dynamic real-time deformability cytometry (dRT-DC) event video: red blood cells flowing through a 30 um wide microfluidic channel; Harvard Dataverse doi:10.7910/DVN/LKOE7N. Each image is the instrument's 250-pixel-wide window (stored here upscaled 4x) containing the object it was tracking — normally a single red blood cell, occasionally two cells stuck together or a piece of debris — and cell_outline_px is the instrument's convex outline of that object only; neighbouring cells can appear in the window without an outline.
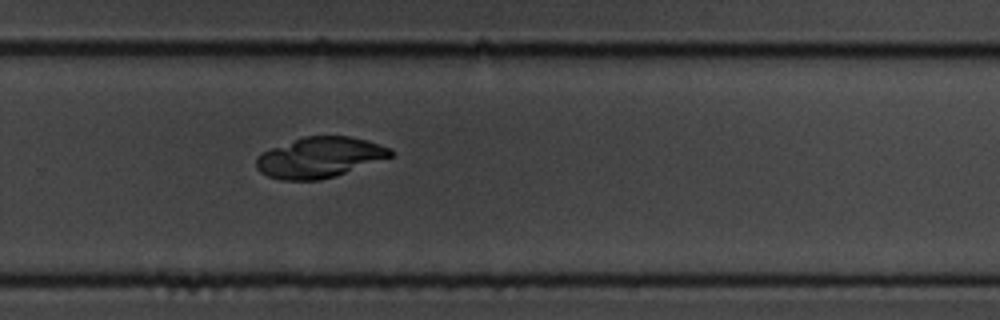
{"species": "common noctule bat (a hibernating species)", "species_latin": "Nyctalus noctula", "temperature_condition": "cold", "stored_images_in_passage": 51, "camera_frame_rate_fps": 3000, "um_per_image_px": 0.085, "animal": {"sex": "male", "body_mass_g": 19.5, "forearm_length_mm": 54.6}, "frame": {"image": 1, "passage_image": 33, "time_ms": 10.667, "image_size_px": [1000, 320], "cell_outline_px": [[396, 152], [392, 156], [336, 176], [320, 180], [284, 180], [268, 176], [260, 172], [256, 168], [256, 156], [260, 152], [304, 136], [348, 136], [368, 140], [392, 148]], "centroid_in_image_um": [27.17, 13.38], "position_along_channel_um": 302.6, "area_um2": 31.85}}
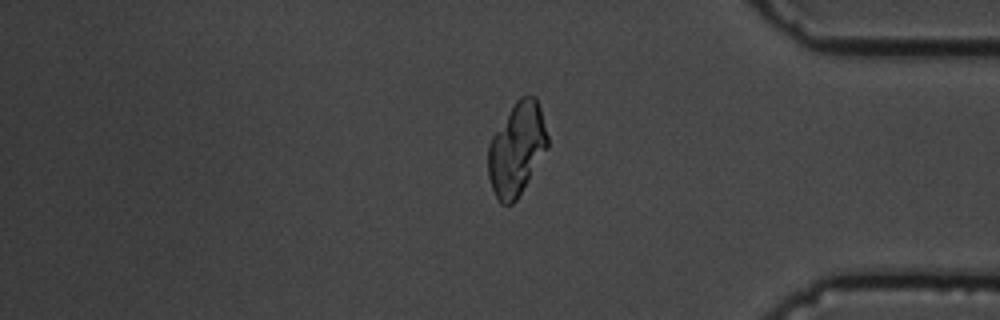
{"frame": {"image": 2, "passage_image": 42, "time_ms": 13.667, "image_size_px": [1000, 320], "cell_outline_px": [[548, 148], [516, 200], [512, 204], [500, 204], [492, 188], [488, 176], [488, 144], [492, 136], [516, 100], [520, 96], [536, 96], [540, 108], [548, 136]], "centroid_in_image_um": [43.92, 12.67], "position_along_channel_um": 391.3, "area_um2": 31.91}}